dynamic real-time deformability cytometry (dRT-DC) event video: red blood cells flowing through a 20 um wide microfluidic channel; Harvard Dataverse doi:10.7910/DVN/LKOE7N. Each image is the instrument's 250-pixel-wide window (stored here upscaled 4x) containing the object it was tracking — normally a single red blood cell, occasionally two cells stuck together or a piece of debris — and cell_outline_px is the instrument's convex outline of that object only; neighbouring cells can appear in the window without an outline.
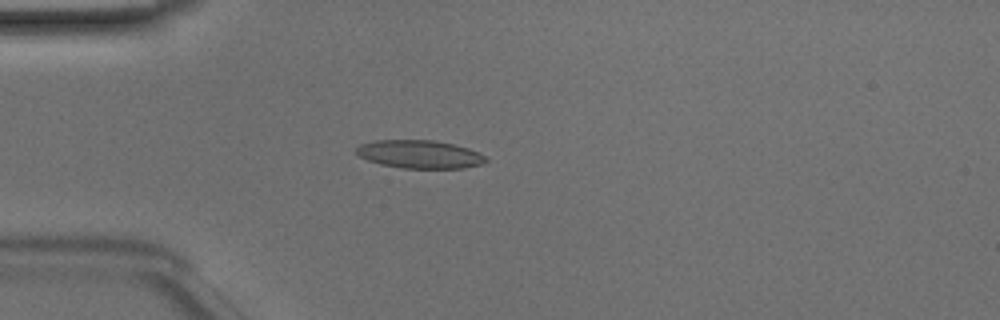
{"species": "Egyptian fruit bat (a non-hibernating species)", "species_latin": "Rousettus aegyptiacus", "temperature_condition": "room temperature", "stored_images_in_passage": 46, "camera_frame_rate_fps": 3000, "um_per_image_px": 0.085, "animal": {"sex": "male"}, "frame": {"image": 1, "passage_image": 11, "time_ms": 3.333, "image_size_px": [1000, 320], "cell_outline_px": [[488, 160], [484, 164], [464, 168], [400, 168], [380, 164], [368, 160], [360, 156], [356, 152], [356, 148], [360, 144], [376, 140], [432, 140], [456, 144], [468, 148], [484, 156]], "centroid_in_image_um": [35.68, 13.11], "position_along_channel_um": 49.3, "area_um2": 21.27}}
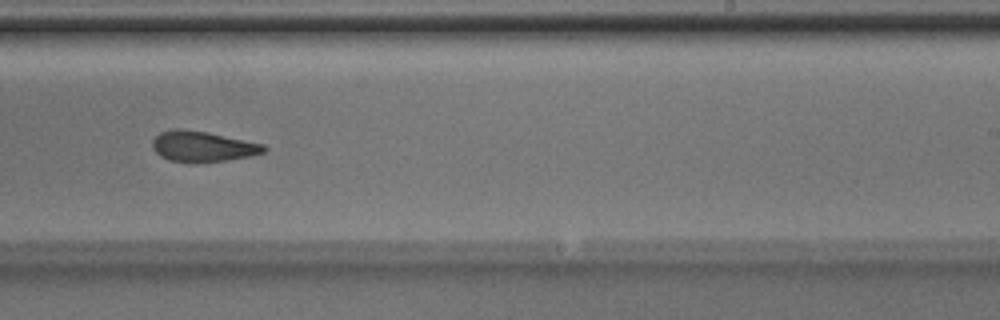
{"frame": {"image": 2, "passage_image": 28, "time_ms": 9.0, "image_size_px": [1000, 320], "cell_outline_px": [[268, 148], [264, 152], [252, 156], [224, 160], [168, 160], [160, 156], [152, 148], [152, 140], [160, 132], [172, 128], [180, 128], [208, 132], [264, 144]], "centroid_in_image_um": [17.22, 12.4], "position_along_channel_um": 271.8, "area_um2": 19.42}}
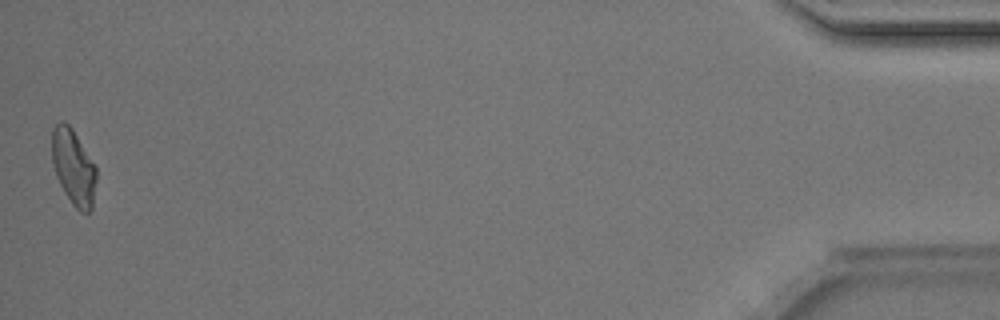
{"frame": {"image": 3, "passage_image": 46, "time_ms": 15.0, "image_size_px": [1000, 320], "cell_outline_px": [[96, 180], [92, 208], [88, 212], [80, 212], [72, 204], [64, 192], [56, 176], [52, 160], [52, 128], [60, 120], [64, 120], [72, 128], [96, 168]], "centroid_in_image_um": [6.23, 14.2], "position_along_channel_um": 429.0, "area_um2": 19.42}, "authors_computed_cell_mechanics": {"area_um2": 20.4034, "velocity_mm_per_s": 4.1685, "shape_relaxation_time_tau1_ms": 7.9724, "shape_relaxation_time_tau2_ms": 3.0439, "deformation_change_tau1": 0.1948, "deformation_change_tau2": 0.12}}